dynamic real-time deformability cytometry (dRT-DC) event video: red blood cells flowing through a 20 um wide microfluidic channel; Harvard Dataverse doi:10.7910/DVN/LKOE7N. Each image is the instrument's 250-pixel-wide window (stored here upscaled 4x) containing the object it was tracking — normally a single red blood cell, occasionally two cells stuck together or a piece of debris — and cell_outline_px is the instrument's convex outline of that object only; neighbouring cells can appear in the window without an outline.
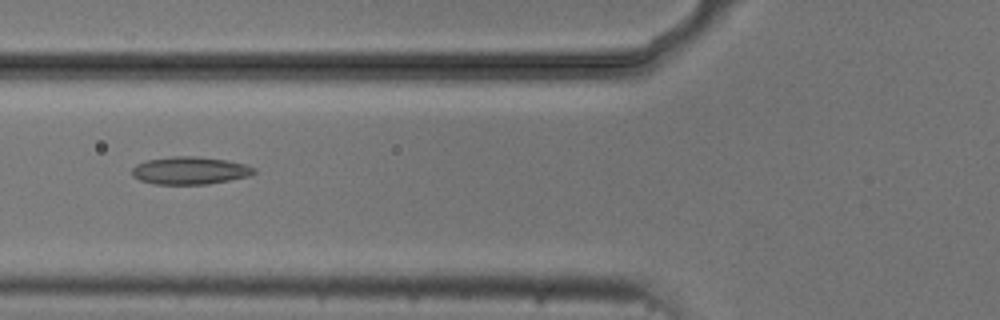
{"species": "common noctule bat (a hibernating species)", "species_latin": "Nyctalus noctula", "temperature_condition": "cold", "stored_images_in_passage": 6, "camera_frame_rate_fps": 3000, "um_per_image_px": 0.085, "animal": {"sex": "male", "body_mass_g": 20.5, "forearm_length_mm": 52.5}, "frame": {"image": 1, "passage_image": 4, "time_ms": 3.333, "image_size_px": [1000, 320], "cell_outline_px": [[256, 172], [248, 176], [208, 184], [156, 184], [140, 180], [132, 176], [132, 168], [136, 164], [148, 160], [172, 156], [196, 156], [228, 160], [244, 164], [256, 168]], "centroid_in_image_um": [16.14, 14.49], "position_along_channel_um": 109.7, "area_um2": 19.59}}
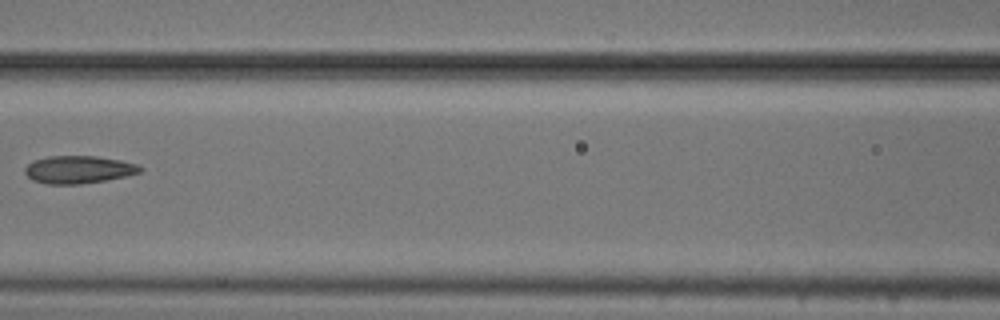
{"frame": {"image": 2, "passage_image": 5, "time_ms": 4.667, "image_size_px": [1000, 320], "cell_outline_px": [[144, 168], [140, 172], [124, 176], [104, 180], [80, 184], [48, 184], [32, 180], [24, 172], [24, 168], [32, 160], [48, 156], [96, 156], [120, 160], [140, 164]], "centroid_in_image_um": [6.66, 14.4], "position_along_channel_um": 159.9, "area_um2": 18.61}}
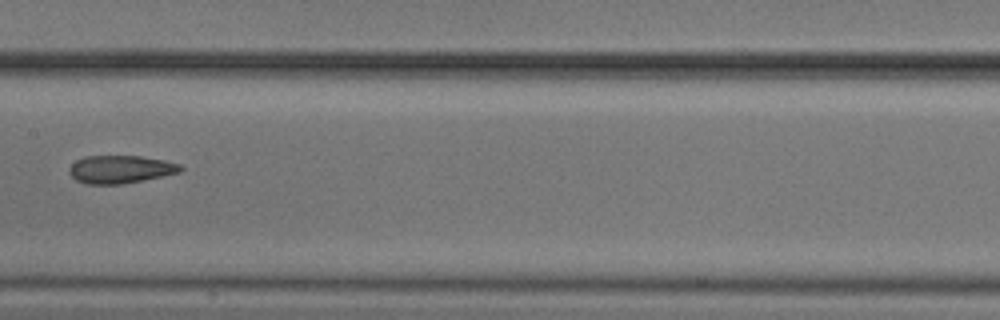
{"frame": {"image": 3, "passage_image": 6, "time_ms": 5.667, "image_size_px": [1000, 320], "cell_outline_px": [[184, 168], [180, 172], [120, 184], [88, 184], [76, 180], [68, 172], [68, 168], [76, 160], [84, 156], [140, 156], [164, 160], [180, 164]], "centroid_in_image_um": [10.21, 14.38], "position_along_channel_um": 197.2, "area_um2": 17.92}}